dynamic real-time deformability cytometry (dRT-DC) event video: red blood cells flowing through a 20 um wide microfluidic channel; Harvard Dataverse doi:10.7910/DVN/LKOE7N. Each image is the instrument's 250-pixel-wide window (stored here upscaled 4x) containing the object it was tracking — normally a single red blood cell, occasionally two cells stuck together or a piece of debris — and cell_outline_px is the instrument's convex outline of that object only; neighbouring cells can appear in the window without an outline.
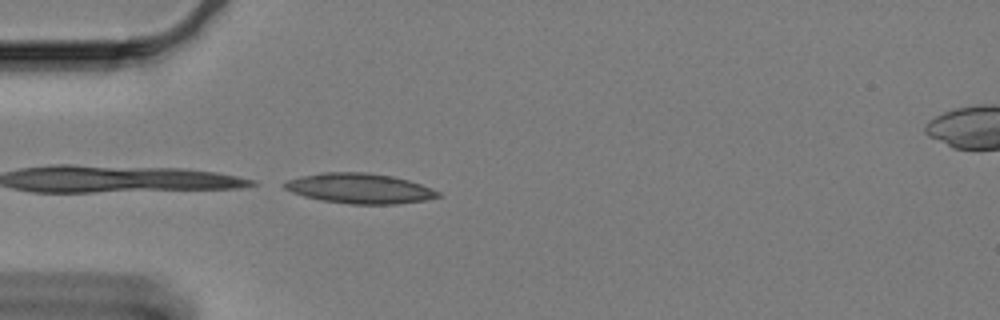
{"species": "Egyptian fruit bat (a non-hibernating species)", "species_latin": "Rousettus aegyptiacus", "temperature_condition": "cold", "stored_images_in_passage": 2, "camera_frame_rate_fps": 3000, "um_per_image_px": 0.085, "animal": {"sex": "female"}, "frame": {"image": 1, "passage_image": 2, "time_ms": 0.333, "image_size_px": [1000, 320], "cell_outline_px": [[440, 196], [424, 200], [396, 204], [348, 204], [320, 200], [304, 196], [292, 192], [284, 188], [280, 184], [288, 180], [300, 176], [320, 172], [368, 172], [392, 176], [408, 180], [432, 188], [440, 192]], "centroid_in_image_um": [30.53, 16.01], "position_along_channel_um": 54.5, "area_um2": 27.05}}